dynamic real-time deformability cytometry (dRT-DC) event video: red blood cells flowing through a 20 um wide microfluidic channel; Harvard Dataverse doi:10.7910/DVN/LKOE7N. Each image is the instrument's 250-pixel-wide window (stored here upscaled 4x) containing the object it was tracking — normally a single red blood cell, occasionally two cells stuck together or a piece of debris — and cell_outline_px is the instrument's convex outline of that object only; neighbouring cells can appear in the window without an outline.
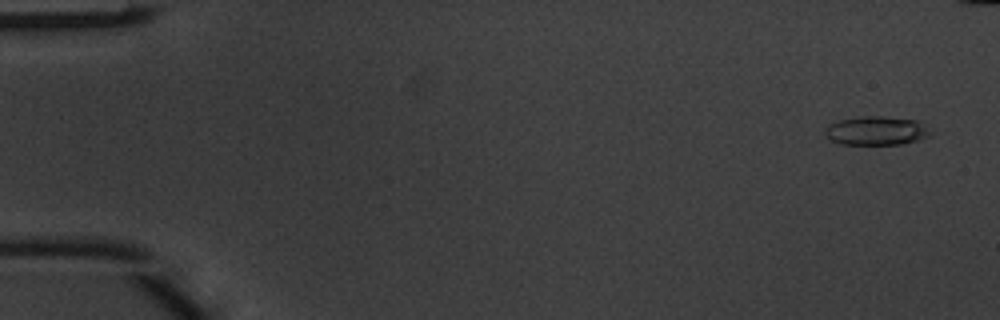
{"species": "common noctule bat (a hibernating species)", "species_latin": "Nyctalus noctula", "temperature_condition": "warm", "stored_images_in_passage": 5, "camera_frame_rate_fps": 3000, "um_per_image_px": 0.085, "animal": {"sex": "male", "body_mass_g": 20.1, "forearm_length_mm": 53.5}, "frame": {"image": 1, "passage_image": 1, "time_ms": 0.0, "image_size_px": [1000, 320], "cell_outline_px": [[928, 136], [916, 140], [900, 144], [840, 144], [824, 136], [824, 132], [828, 124], [840, 120], [860, 116], [884, 116], [916, 120], [928, 132]], "centroid_in_image_um": [74.38, 11.11], "position_along_channel_um": 10.6, "area_um2": 17.34}}